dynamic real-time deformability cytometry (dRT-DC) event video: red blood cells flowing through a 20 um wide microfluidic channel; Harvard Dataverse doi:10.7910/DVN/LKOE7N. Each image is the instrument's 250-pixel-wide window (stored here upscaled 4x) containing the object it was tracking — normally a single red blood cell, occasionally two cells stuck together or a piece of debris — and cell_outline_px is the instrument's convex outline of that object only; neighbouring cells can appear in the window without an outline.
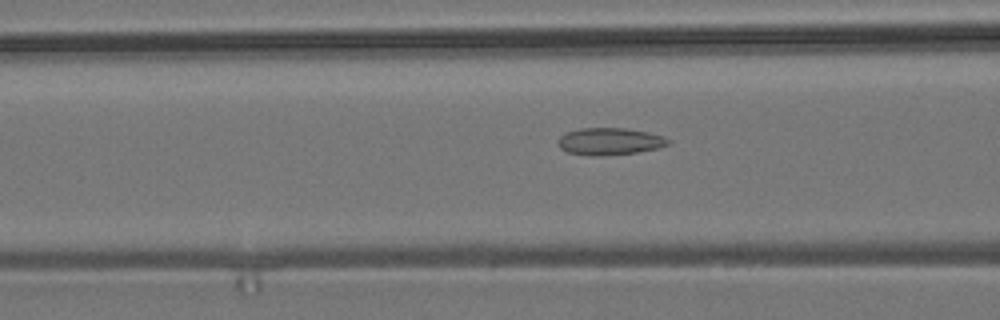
{"species": "common noctule bat (a hibernating species)", "species_latin": "Nyctalus noctula", "temperature_condition": "room temperature", "stored_images_in_passage": 54, "camera_frame_rate_fps": 3000, "um_per_image_px": 0.085, "animal": {"sex": "male", "body_mass_g": 19.2, "forearm_length_mm": 51.8}, "frame": {"image": 1, "passage_image": 21, "time_ms": 6.667, "image_size_px": [1000, 320], "cell_outline_px": [[672, 144], [660, 148], [636, 152], [604, 156], [592, 156], [568, 152], [560, 148], [556, 140], [564, 132], [580, 128], [624, 128], [648, 132], [664, 136], [672, 140]], "centroid_in_image_um": [51.85, 12.02], "position_along_channel_um": 114.8, "area_um2": 17.74}}
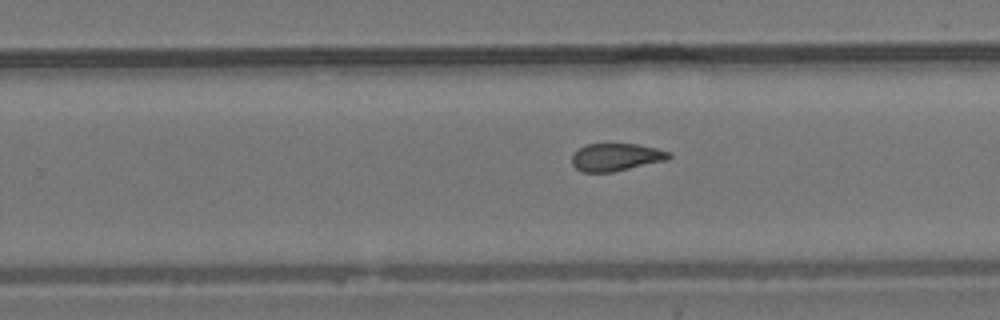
{"frame": {"image": 2, "passage_image": 34, "time_ms": 11.0, "image_size_px": [1000, 320], "cell_outline_px": [[672, 156], [668, 160], [612, 172], [584, 172], [576, 168], [572, 164], [572, 156], [584, 144], [636, 144], [656, 148], [672, 152]], "centroid_in_image_um": [52.4, 13.35], "position_along_channel_um": 277.4, "area_um2": 15.61}}
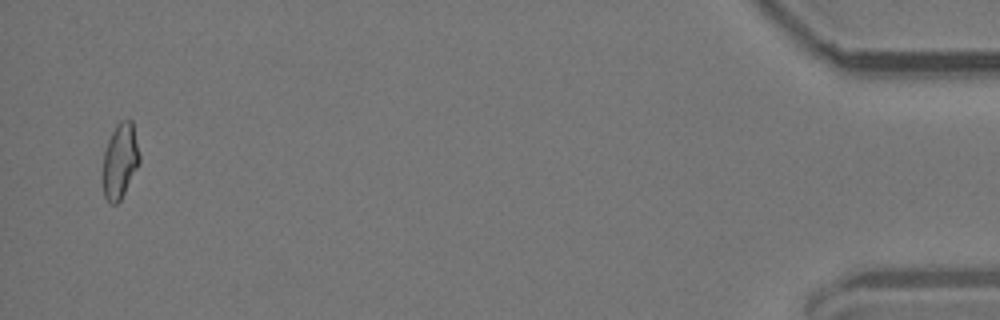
{"frame": {"image": 3, "passage_image": 53, "time_ms": 17.333, "image_size_px": [1000, 320], "cell_outline_px": [[140, 164], [120, 200], [116, 204], [112, 204], [104, 196], [100, 172], [104, 152], [108, 140], [116, 124], [120, 120], [132, 120], [140, 152]], "centroid_in_image_um": [10.18, 13.68], "position_along_channel_um": 425.0, "area_um2": 16.59}, "authors_computed_cell_mechanics": {"area_um2": 16.6175, "velocity_mm_per_s": 3.7589, "shape_relaxation_time_tau1_ms": null, "shape_relaxation_time_tau2_ms": 2.6427, "deformation_change_tau1": null, "deformation_change_tau2": 0.0961}}